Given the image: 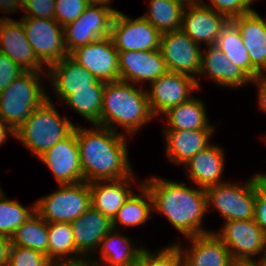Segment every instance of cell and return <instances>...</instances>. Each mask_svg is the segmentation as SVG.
Wrapping results in <instances>:
<instances>
[{
  "label": "cell",
  "mask_w": 266,
  "mask_h": 266,
  "mask_svg": "<svg viewBox=\"0 0 266 266\" xmlns=\"http://www.w3.org/2000/svg\"><path fill=\"white\" fill-rule=\"evenodd\" d=\"M25 71L4 53L0 52V92Z\"/></svg>",
  "instance_id": "cell-42"
},
{
  "label": "cell",
  "mask_w": 266,
  "mask_h": 266,
  "mask_svg": "<svg viewBox=\"0 0 266 266\" xmlns=\"http://www.w3.org/2000/svg\"><path fill=\"white\" fill-rule=\"evenodd\" d=\"M179 1H181V2H183V3H185V4H190V3H194V2H197V0H179Z\"/></svg>",
  "instance_id": "cell-51"
},
{
  "label": "cell",
  "mask_w": 266,
  "mask_h": 266,
  "mask_svg": "<svg viewBox=\"0 0 266 266\" xmlns=\"http://www.w3.org/2000/svg\"><path fill=\"white\" fill-rule=\"evenodd\" d=\"M124 266H148V262L146 260V247L144 248L142 254H140L137 258L128 262Z\"/></svg>",
  "instance_id": "cell-49"
},
{
  "label": "cell",
  "mask_w": 266,
  "mask_h": 266,
  "mask_svg": "<svg viewBox=\"0 0 266 266\" xmlns=\"http://www.w3.org/2000/svg\"><path fill=\"white\" fill-rule=\"evenodd\" d=\"M88 5L87 0H55V20L64 27L75 21Z\"/></svg>",
  "instance_id": "cell-39"
},
{
  "label": "cell",
  "mask_w": 266,
  "mask_h": 266,
  "mask_svg": "<svg viewBox=\"0 0 266 266\" xmlns=\"http://www.w3.org/2000/svg\"><path fill=\"white\" fill-rule=\"evenodd\" d=\"M229 19L212 8L197 2L186 5L181 30L200 46L215 45Z\"/></svg>",
  "instance_id": "cell-17"
},
{
  "label": "cell",
  "mask_w": 266,
  "mask_h": 266,
  "mask_svg": "<svg viewBox=\"0 0 266 266\" xmlns=\"http://www.w3.org/2000/svg\"><path fill=\"white\" fill-rule=\"evenodd\" d=\"M241 34L252 67L260 74L266 75V17L257 10L231 19Z\"/></svg>",
  "instance_id": "cell-22"
},
{
  "label": "cell",
  "mask_w": 266,
  "mask_h": 266,
  "mask_svg": "<svg viewBox=\"0 0 266 266\" xmlns=\"http://www.w3.org/2000/svg\"><path fill=\"white\" fill-rule=\"evenodd\" d=\"M76 137L85 182L126 178L134 173L128 136L96 124L89 129L76 124Z\"/></svg>",
  "instance_id": "cell-2"
},
{
  "label": "cell",
  "mask_w": 266,
  "mask_h": 266,
  "mask_svg": "<svg viewBox=\"0 0 266 266\" xmlns=\"http://www.w3.org/2000/svg\"><path fill=\"white\" fill-rule=\"evenodd\" d=\"M73 236L70 222H48L47 257L50 260L81 257L76 250Z\"/></svg>",
  "instance_id": "cell-34"
},
{
  "label": "cell",
  "mask_w": 266,
  "mask_h": 266,
  "mask_svg": "<svg viewBox=\"0 0 266 266\" xmlns=\"http://www.w3.org/2000/svg\"><path fill=\"white\" fill-rule=\"evenodd\" d=\"M142 182L151 194L153 213L163 215L184 238L213 232L203 227L208 213L205 189L155 175Z\"/></svg>",
  "instance_id": "cell-1"
},
{
  "label": "cell",
  "mask_w": 266,
  "mask_h": 266,
  "mask_svg": "<svg viewBox=\"0 0 266 266\" xmlns=\"http://www.w3.org/2000/svg\"><path fill=\"white\" fill-rule=\"evenodd\" d=\"M69 57L98 80H120L118 51L110 36L74 49Z\"/></svg>",
  "instance_id": "cell-14"
},
{
  "label": "cell",
  "mask_w": 266,
  "mask_h": 266,
  "mask_svg": "<svg viewBox=\"0 0 266 266\" xmlns=\"http://www.w3.org/2000/svg\"><path fill=\"white\" fill-rule=\"evenodd\" d=\"M50 259L30 248L11 245L7 266H49Z\"/></svg>",
  "instance_id": "cell-38"
},
{
  "label": "cell",
  "mask_w": 266,
  "mask_h": 266,
  "mask_svg": "<svg viewBox=\"0 0 266 266\" xmlns=\"http://www.w3.org/2000/svg\"><path fill=\"white\" fill-rule=\"evenodd\" d=\"M163 131L166 157L171 163L178 166H183L199 151L209 146L215 133V130Z\"/></svg>",
  "instance_id": "cell-25"
},
{
  "label": "cell",
  "mask_w": 266,
  "mask_h": 266,
  "mask_svg": "<svg viewBox=\"0 0 266 266\" xmlns=\"http://www.w3.org/2000/svg\"><path fill=\"white\" fill-rule=\"evenodd\" d=\"M47 82H50L55 98L61 103L73 89L91 88L98 79L77 64L69 56L47 69Z\"/></svg>",
  "instance_id": "cell-24"
},
{
  "label": "cell",
  "mask_w": 266,
  "mask_h": 266,
  "mask_svg": "<svg viewBox=\"0 0 266 266\" xmlns=\"http://www.w3.org/2000/svg\"><path fill=\"white\" fill-rule=\"evenodd\" d=\"M118 59L120 80L137 86L145 87L168 72L159 49L118 52Z\"/></svg>",
  "instance_id": "cell-18"
},
{
  "label": "cell",
  "mask_w": 266,
  "mask_h": 266,
  "mask_svg": "<svg viewBox=\"0 0 266 266\" xmlns=\"http://www.w3.org/2000/svg\"><path fill=\"white\" fill-rule=\"evenodd\" d=\"M147 11L142 16L161 34L180 30L187 4L179 0H148Z\"/></svg>",
  "instance_id": "cell-31"
},
{
  "label": "cell",
  "mask_w": 266,
  "mask_h": 266,
  "mask_svg": "<svg viewBox=\"0 0 266 266\" xmlns=\"http://www.w3.org/2000/svg\"><path fill=\"white\" fill-rule=\"evenodd\" d=\"M227 266H263V262L250 259L231 258Z\"/></svg>",
  "instance_id": "cell-48"
},
{
  "label": "cell",
  "mask_w": 266,
  "mask_h": 266,
  "mask_svg": "<svg viewBox=\"0 0 266 266\" xmlns=\"http://www.w3.org/2000/svg\"><path fill=\"white\" fill-rule=\"evenodd\" d=\"M71 225L76 250L89 257L95 254L101 240L113 229L112 221L92 206Z\"/></svg>",
  "instance_id": "cell-23"
},
{
  "label": "cell",
  "mask_w": 266,
  "mask_h": 266,
  "mask_svg": "<svg viewBox=\"0 0 266 266\" xmlns=\"http://www.w3.org/2000/svg\"><path fill=\"white\" fill-rule=\"evenodd\" d=\"M23 17L55 19V0H27Z\"/></svg>",
  "instance_id": "cell-41"
},
{
  "label": "cell",
  "mask_w": 266,
  "mask_h": 266,
  "mask_svg": "<svg viewBox=\"0 0 266 266\" xmlns=\"http://www.w3.org/2000/svg\"><path fill=\"white\" fill-rule=\"evenodd\" d=\"M18 11H24V3L22 0H0V13L6 15V17L4 15V17L2 16L0 19H10L7 14H16Z\"/></svg>",
  "instance_id": "cell-45"
},
{
  "label": "cell",
  "mask_w": 266,
  "mask_h": 266,
  "mask_svg": "<svg viewBox=\"0 0 266 266\" xmlns=\"http://www.w3.org/2000/svg\"><path fill=\"white\" fill-rule=\"evenodd\" d=\"M126 200L123 206L118 210L116 217L112 221L114 230L121 231L127 227H136L146 224L151 219L153 213V201L147 187L142 183Z\"/></svg>",
  "instance_id": "cell-29"
},
{
  "label": "cell",
  "mask_w": 266,
  "mask_h": 266,
  "mask_svg": "<svg viewBox=\"0 0 266 266\" xmlns=\"http://www.w3.org/2000/svg\"><path fill=\"white\" fill-rule=\"evenodd\" d=\"M206 104L199 97L192 96L189 100L170 108L165 117L164 130H216V126L208 119Z\"/></svg>",
  "instance_id": "cell-28"
},
{
  "label": "cell",
  "mask_w": 266,
  "mask_h": 266,
  "mask_svg": "<svg viewBox=\"0 0 266 266\" xmlns=\"http://www.w3.org/2000/svg\"><path fill=\"white\" fill-rule=\"evenodd\" d=\"M253 86H256L257 90V102L260 110L266 113V75H259L252 79ZM266 140V135L262 136Z\"/></svg>",
  "instance_id": "cell-43"
},
{
  "label": "cell",
  "mask_w": 266,
  "mask_h": 266,
  "mask_svg": "<svg viewBox=\"0 0 266 266\" xmlns=\"http://www.w3.org/2000/svg\"><path fill=\"white\" fill-rule=\"evenodd\" d=\"M147 87V98L156 118L162 117L170 108L189 100L193 92L199 90L195 78L175 72L165 73Z\"/></svg>",
  "instance_id": "cell-12"
},
{
  "label": "cell",
  "mask_w": 266,
  "mask_h": 266,
  "mask_svg": "<svg viewBox=\"0 0 266 266\" xmlns=\"http://www.w3.org/2000/svg\"><path fill=\"white\" fill-rule=\"evenodd\" d=\"M34 212L35 202L31 206H23L20 201L8 198L0 187V235L10 238Z\"/></svg>",
  "instance_id": "cell-35"
},
{
  "label": "cell",
  "mask_w": 266,
  "mask_h": 266,
  "mask_svg": "<svg viewBox=\"0 0 266 266\" xmlns=\"http://www.w3.org/2000/svg\"><path fill=\"white\" fill-rule=\"evenodd\" d=\"M104 87L105 82L98 80L91 88L73 89V93L61 103L72 108L91 125L100 126Z\"/></svg>",
  "instance_id": "cell-30"
},
{
  "label": "cell",
  "mask_w": 266,
  "mask_h": 266,
  "mask_svg": "<svg viewBox=\"0 0 266 266\" xmlns=\"http://www.w3.org/2000/svg\"><path fill=\"white\" fill-rule=\"evenodd\" d=\"M10 238L4 235H0V266L8 265V258L11 246Z\"/></svg>",
  "instance_id": "cell-46"
},
{
  "label": "cell",
  "mask_w": 266,
  "mask_h": 266,
  "mask_svg": "<svg viewBox=\"0 0 266 266\" xmlns=\"http://www.w3.org/2000/svg\"><path fill=\"white\" fill-rule=\"evenodd\" d=\"M89 4L104 5L111 7L113 0H87Z\"/></svg>",
  "instance_id": "cell-50"
},
{
  "label": "cell",
  "mask_w": 266,
  "mask_h": 266,
  "mask_svg": "<svg viewBox=\"0 0 266 266\" xmlns=\"http://www.w3.org/2000/svg\"><path fill=\"white\" fill-rule=\"evenodd\" d=\"M49 266H99L92 257L81 256L74 259L50 260Z\"/></svg>",
  "instance_id": "cell-44"
},
{
  "label": "cell",
  "mask_w": 266,
  "mask_h": 266,
  "mask_svg": "<svg viewBox=\"0 0 266 266\" xmlns=\"http://www.w3.org/2000/svg\"><path fill=\"white\" fill-rule=\"evenodd\" d=\"M225 156L223 147L212 142L183 165L187 180L202 189L227 182L223 179Z\"/></svg>",
  "instance_id": "cell-20"
},
{
  "label": "cell",
  "mask_w": 266,
  "mask_h": 266,
  "mask_svg": "<svg viewBox=\"0 0 266 266\" xmlns=\"http://www.w3.org/2000/svg\"><path fill=\"white\" fill-rule=\"evenodd\" d=\"M254 220L266 237V172L258 173Z\"/></svg>",
  "instance_id": "cell-40"
},
{
  "label": "cell",
  "mask_w": 266,
  "mask_h": 266,
  "mask_svg": "<svg viewBox=\"0 0 266 266\" xmlns=\"http://www.w3.org/2000/svg\"><path fill=\"white\" fill-rule=\"evenodd\" d=\"M130 238L132 237H127V235H122L120 231L112 229L101 240L92 259L99 266H124L142 254L145 248L143 244L138 246L135 239L133 241Z\"/></svg>",
  "instance_id": "cell-27"
},
{
  "label": "cell",
  "mask_w": 266,
  "mask_h": 266,
  "mask_svg": "<svg viewBox=\"0 0 266 266\" xmlns=\"http://www.w3.org/2000/svg\"><path fill=\"white\" fill-rule=\"evenodd\" d=\"M146 260L148 266H185L183 253L174 241L154 252L146 248Z\"/></svg>",
  "instance_id": "cell-36"
},
{
  "label": "cell",
  "mask_w": 266,
  "mask_h": 266,
  "mask_svg": "<svg viewBox=\"0 0 266 266\" xmlns=\"http://www.w3.org/2000/svg\"><path fill=\"white\" fill-rule=\"evenodd\" d=\"M257 189L258 173L243 183L227 181L206 188L207 212L217 211L224 222L253 219Z\"/></svg>",
  "instance_id": "cell-6"
},
{
  "label": "cell",
  "mask_w": 266,
  "mask_h": 266,
  "mask_svg": "<svg viewBox=\"0 0 266 266\" xmlns=\"http://www.w3.org/2000/svg\"><path fill=\"white\" fill-rule=\"evenodd\" d=\"M215 45L232 63L238 65L252 79L260 75L252 67L249 53L244 46L239 29L231 20L222 29Z\"/></svg>",
  "instance_id": "cell-32"
},
{
  "label": "cell",
  "mask_w": 266,
  "mask_h": 266,
  "mask_svg": "<svg viewBox=\"0 0 266 266\" xmlns=\"http://www.w3.org/2000/svg\"><path fill=\"white\" fill-rule=\"evenodd\" d=\"M159 50L168 72L198 77L203 49L181 29L163 33Z\"/></svg>",
  "instance_id": "cell-13"
},
{
  "label": "cell",
  "mask_w": 266,
  "mask_h": 266,
  "mask_svg": "<svg viewBox=\"0 0 266 266\" xmlns=\"http://www.w3.org/2000/svg\"><path fill=\"white\" fill-rule=\"evenodd\" d=\"M102 101L100 126L126 136L134 137L156 119L145 87L122 80L105 82Z\"/></svg>",
  "instance_id": "cell-3"
},
{
  "label": "cell",
  "mask_w": 266,
  "mask_h": 266,
  "mask_svg": "<svg viewBox=\"0 0 266 266\" xmlns=\"http://www.w3.org/2000/svg\"><path fill=\"white\" fill-rule=\"evenodd\" d=\"M263 266H266V257H265V259L263 260Z\"/></svg>",
  "instance_id": "cell-52"
},
{
  "label": "cell",
  "mask_w": 266,
  "mask_h": 266,
  "mask_svg": "<svg viewBox=\"0 0 266 266\" xmlns=\"http://www.w3.org/2000/svg\"><path fill=\"white\" fill-rule=\"evenodd\" d=\"M44 78L47 72L25 71L0 92V118L15 131L48 99Z\"/></svg>",
  "instance_id": "cell-5"
},
{
  "label": "cell",
  "mask_w": 266,
  "mask_h": 266,
  "mask_svg": "<svg viewBox=\"0 0 266 266\" xmlns=\"http://www.w3.org/2000/svg\"><path fill=\"white\" fill-rule=\"evenodd\" d=\"M20 20L35 56L46 69L69 56L63 26L55 19L21 17Z\"/></svg>",
  "instance_id": "cell-8"
},
{
  "label": "cell",
  "mask_w": 266,
  "mask_h": 266,
  "mask_svg": "<svg viewBox=\"0 0 266 266\" xmlns=\"http://www.w3.org/2000/svg\"><path fill=\"white\" fill-rule=\"evenodd\" d=\"M53 102L48 93V99L15 131V139L36 158L67 137L76 125L66 114L61 116Z\"/></svg>",
  "instance_id": "cell-4"
},
{
  "label": "cell",
  "mask_w": 266,
  "mask_h": 266,
  "mask_svg": "<svg viewBox=\"0 0 266 266\" xmlns=\"http://www.w3.org/2000/svg\"><path fill=\"white\" fill-rule=\"evenodd\" d=\"M161 35L143 16L133 19L119 10L113 18L110 33L118 52L160 49Z\"/></svg>",
  "instance_id": "cell-11"
},
{
  "label": "cell",
  "mask_w": 266,
  "mask_h": 266,
  "mask_svg": "<svg viewBox=\"0 0 266 266\" xmlns=\"http://www.w3.org/2000/svg\"><path fill=\"white\" fill-rule=\"evenodd\" d=\"M197 1L212 8L216 12L225 15L229 20H231L255 10V8L252 7V3L259 0H209V4L204 0Z\"/></svg>",
  "instance_id": "cell-37"
},
{
  "label": "cell",
  "mask_w": 266,
  "mask_h": 266,
  "mask_svg": "<svg viewBox=\"0 0 266 266\" xmlns=\"http://www.w3.org/2000/svg\"><path fill=\"white\" fill-rule=\"evenodd\" d=\"M35 202V212L47 222H73L91 207L89 183L59 185Z\"/></svg>",
  "instance_id": "cell-7"
},
{
  "label": "cell",
  "mask_w": 266,
  "mask_h": 266,
  "mask_svg": "<svg viewBox=\"0 0 266 266\" xmlns=\"http://www.w3.org/2000/svg\"><path fill=\"white\" fill-rule=\"evenodd\" d=\"M207 77L222 88L240 89L252 85V78L238 65L232 63L216 45L205 46L202 50L201 67L196 78L201 90L199 77Z\"/></svg>",
  "instance_id": "cell-16"
},
{
  "label": "cell",
  "mask_w": 266,
  "mask_h": 266,
  "mask_svg": "<svg viewBox=\"0 0 266 266\" xmlns=\"http://www.w3.org/2000/svg\"><path fill=\"white\" fill-rule=\"evenodd\" d=\"M117 11L114 7L89 4L75 21L63 27L67 52L70 53L80 46L109 37Z\"/></svg>",
  "instance_id": "cell-9"
},
{
  "label": "cell",
  "mask_w": 266,
  "mask_h": 266,
  "mask_svg": "<svg viewBox=\"0 0 266 266\" xmlns=\"http://www.w3.org/2000/svg\"><path fill=\"white\" fill-rule=\"evenodd\" d=\"M134 174L126 178L89 183L91 206L113 221L118 210L134 192L132 187L135 185L138 188L143 183Z\"/></svg>",
  "instance_id": "cell-21"
},
{
  "label": "cell",
  "mask_w": 266,
  "mask_h": 266,
  "mask_svg": "<svg viewBox=\"0 0 266 266\" xmlns=\"http://www.w3.org/2000/svg\"><path fill=\"white\" fill-rule=\"evenodd\" d=\"M222 225V229H213V233L227 246L232 258L263 262L266 257V237L254 218L229 220Z\"/></svg>",
  "instance_id": "cell-10"
},
{
  "label": "cell",
  "mask_w": 266,
  "mask_h": 266,
  "mask_svg": "<svg viewBox=\"0 0 266 266\" xmlns=\"http://www.w3.org/2000/svg\"><path fill=\"white\" fill-rule=\"evenodd\" d=\"M12 245L30 248L47 256L48 222L34 212L10 237Z\"/></svg>",
  "instance_id": "cell-33"
},
{
  "label": "cell",
  "mask_w": 266,
  "mask_h": 266,
  "mask_svg": "<svg viewBox=\"0 0 266 266\" xmlns=\"http://www.w3.org/2000/svg\"><path fill=\"white\" fill-rule=\"evenodd\" d=\"M38 159L51 170V174L58 185L76 184L84 181L76 137V125L67 137L58 141Z\"/></svg>",
  "instance_id": "cell-15"
},
{
  "label": "cell",
  "mask_w": 266,
  "mask_h": 266,
  "mask_svg": "<svg viewBox=\"0 0 266 266\" xmlns=\"http://www.w3.org/2000/svg\"><path fill=\"white\" fill-rule=\"evenodd\" d=\"M10 136H12L11 138L15 139V130L0 118V146L3 145V143L5 144L7 138L9 139Z\"/></svg>",
  "instance_id": "cell-47"
},
{
  "label": "cell",
  "mask_w": 266,
  "mask_h": 266,
  "mask_svg": "<svg viewBox=\"0 0 266 266\" xmlns=\"http://www.w3.org/2000/svg\"><path fill=\"white\" fill-rule=\"evenodd\" d=\"M185 239L189 241V248L176 242L183 253L185 266H227L232 258L227 246L213 232Z\"/></svg>",
  "instance_id": "cell-26"
},
{
  "label": "cell",
  "mask_w": 266,
  "mask_h": 266,
  "mask_svg": "<svg viewBox=\"0 0 266 266\" xmlns=\"http://www.w3.org/2000/svg\"><path fill=\"white\" fill-rule=\"evenodd\" d=\"M0 52L24 71L47 72L35 56L21 20L0 19Z\"/></svg>",
  "instance_id": "cell-19"
}]
</instances>
